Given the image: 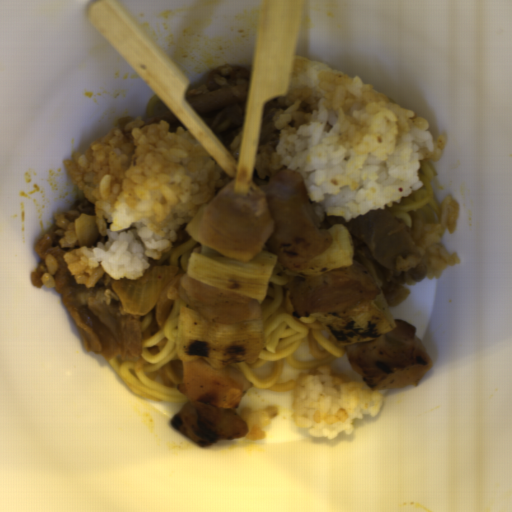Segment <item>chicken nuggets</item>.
I'll return each mask as SVG.
<instances>
[{"label": "chicken nuggets", "mask_w": 512, "mask_h": 512, "mask_svg": "<svg viewBox=\"0 0 512 512\" xmlns=\"http://www.w3.org/2000/svg\"><path fill=\"white\" fill-rule=\"evenodd\" d=\"M235 180L205 203L185 227L198 242L237 262L269 247L285 270L306 269L332 245L298 170L283 169L241 195Z\"/></svg>", "instance_id": "chicken-nuggets-1"}, {"label": "chicken nuggets", "mask_w": 512, "mask_h": 512, "mask_svg": "<svg viewBox=\"0 0 512 512\" xmlns=\"http://www.w3.org/2000/svg\"><path fill=\"white\" fill-rule=\"evenodd\" d=\"M299 317L351 310L381 296L371 271L358 261L321 276H297L286 287Z\"/></svg>", "instance_id": "chicken-nuggets-4"}, {"label": "chicken nuggets", "mask_w": 512, "mask_h": 512, "mask_svg": "<svg viewBox=\"0 0 512 512\" xmlns=\"http://www.w3.org/2000/svg\"><path fill=\"white\" fill-rule=\"evenodd\" d=\"M178 296L209 322L234 324L261 316L262 304L258 300L191 279L188 273L179 280Z\"/></svg>", "instance_id": "chicken-nuggets-5"}, {"label": "chicken nuggets", "mask_w": 512, "mask_h": 512, "mask_svg": "<svg viewBox=\"0 0 512 512\" xmlns=\"http://www.w3.org/2000/svg\"><path fill=\"white\" fill-rule=\"evenodd\" d=\"M252 384L234 366L217 368L201 359L183 361L182 382L176 385L187 401L171 426L201 447L239 439L249 426L237 408Z\"/></svg>", "instance_id": "chicken-nuggets-2"}, {"label": "chicken nuggets", "mask_w": 512, "mask_h": 512, "mask_svg": "<svg viewBox=\"0 0 512 512\" xmlns=\"http://www.w3.org/2000/svg\"><path fill=\"white\" fill-rule=\"evenodd\" d=\"M394 320L396 328L382 337L346 348L349 366L369 389L418 387L433 366L412 324Z\"/></svg>", "instance_id": "chicken-nuggets-3"}]
</instances>
